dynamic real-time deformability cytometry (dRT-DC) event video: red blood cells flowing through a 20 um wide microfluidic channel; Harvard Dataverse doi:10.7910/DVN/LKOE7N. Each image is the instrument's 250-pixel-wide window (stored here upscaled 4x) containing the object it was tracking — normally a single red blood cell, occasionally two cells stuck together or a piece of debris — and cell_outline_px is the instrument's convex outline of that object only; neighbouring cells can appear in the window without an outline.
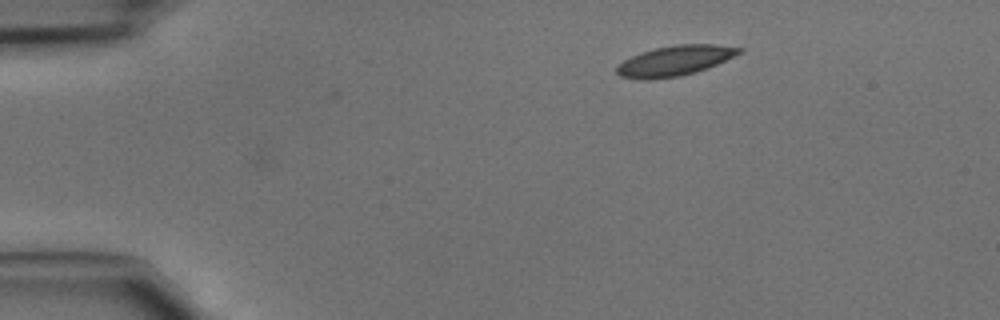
{"species": "common noctule bat (a hibernating species)", "species_latin": "Nyctalus noctula", "temperature_condition": "cold", "stored_images_in_passage": 3, "camera_frame_rate_fps": 3000, "um_per_image_px": 0.085, "animal": {"sex": "male", "body_mass_g": 15.6}, "frame": {"image": 1, "passage_image": 3, "time_ms": 0.667, "image_size_px": [1000, 320], "cell_outline_px": [[744, 52], [708, 68], [696, 72], [680, 76], [652, 80], [644, 80], [620, 76], [616, 72], [616, 68], [624, 60], [632, 56], [656, 48], [676, 44], [716, 44], [744, 48]], "centroid_in_image_um": [57.42, 5.16], "position_along_channel_um": 27.6, "area_um2": 21.56}}